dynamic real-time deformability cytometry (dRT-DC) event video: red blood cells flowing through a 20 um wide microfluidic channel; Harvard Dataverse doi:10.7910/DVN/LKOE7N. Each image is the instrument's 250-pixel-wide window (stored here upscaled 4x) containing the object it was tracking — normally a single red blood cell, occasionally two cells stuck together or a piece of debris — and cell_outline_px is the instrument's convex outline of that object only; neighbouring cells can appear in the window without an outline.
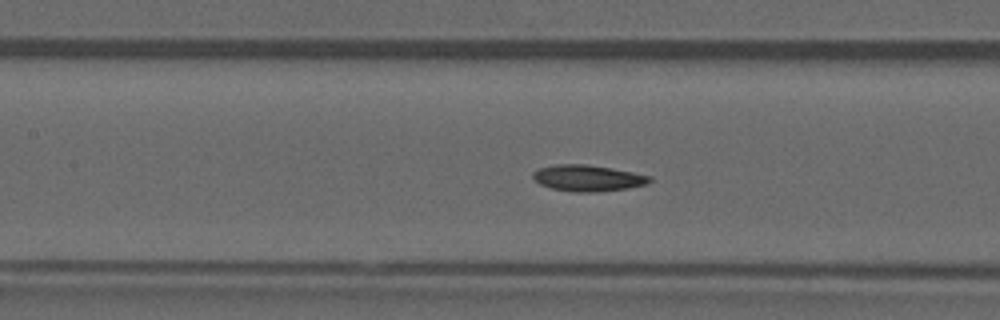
{"species": "common noctule bat (a hibernating species)", "species_latin": "Nyctalus noctula", "temperature_condition": "warm", "stored_images_in_passage": 44, "camera_frame_rate_fps": 3000, "um_per_image_px": 0.085, "animal": {"sex": "male", "forearm_length_mm": 52.5}, "frame": {"image": 1, "passage_image": 19, "time_ms": 6.0, "image_size_px": [1000, 320], "cell_outline_px": [[648, 180], [640, 184], [620, 188], [556, 188], [544, 184], [536, 180], [536, 172], [544, 168], [604, 168], [628, 172], [648, 176]], "centroid_in_image_um": [50.02, 15.14], "position_along_channel_um": 157.4, "area_um2": 13.7}}